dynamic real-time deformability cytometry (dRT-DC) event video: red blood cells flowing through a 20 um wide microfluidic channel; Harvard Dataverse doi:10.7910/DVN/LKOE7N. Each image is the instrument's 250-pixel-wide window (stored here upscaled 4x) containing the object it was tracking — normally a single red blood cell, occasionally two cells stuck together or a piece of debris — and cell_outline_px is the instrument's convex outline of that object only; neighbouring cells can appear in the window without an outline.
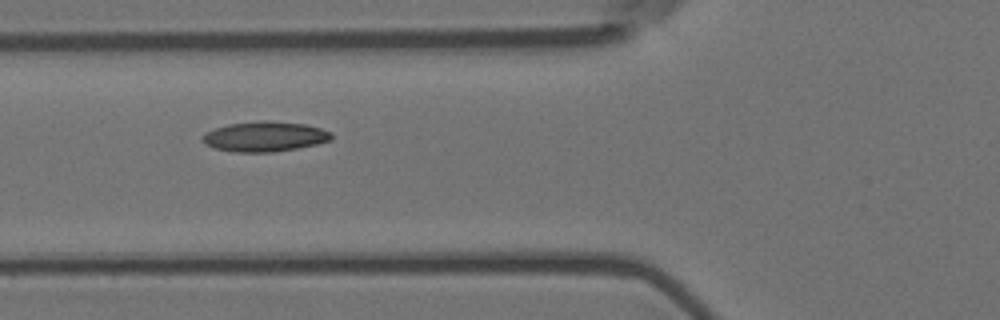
{"species": "Egyptian fruit bat (a non-hibernating species)", "species_latin": "Rousettus aegyptiacus", "temperature_condition": "room temperature", "stored_images_in_passage": 5, "camera_frame_rate_fps": 3000, "um_per_image_px": 0.085, "animal": {"sex": "female"}, "frame": {"image": 1, "passage_image": 3, "time_ms": 0.667, "image_size_px": [1000, 320], "cell_outline_px": [[332, 140], [316, 144], [296, 148], [272, 152], [236, 152], [212, 148], [204, 144], [200, 140], [200, 136], [204, 132], [228, 124], [260, 120], [264, 120], [304, 124], [320, 128], [332, 132]], "centroid_in_image_um": [22.44, 11.6], "position_along_channel_um": 103.4, "area_um2": 22.77}}
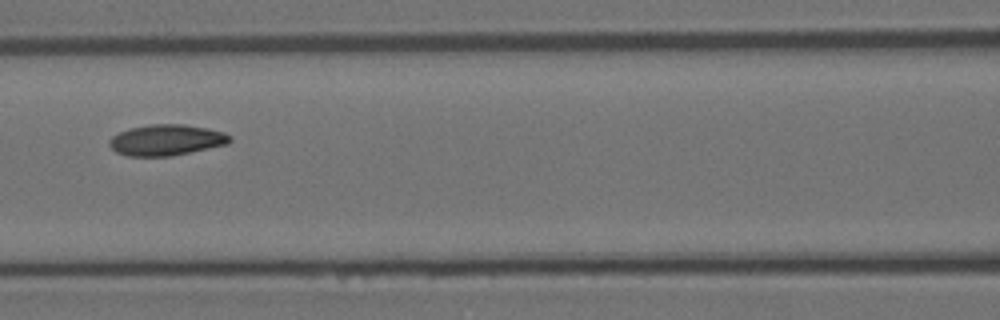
{"frame": {"image": 2, "passage_image": 4, "time_ms": 1.0, "image_size_px": [1000, 320], "cell_outline_px": [[232, 140], [228, 144], [172, 156], [128, 156], [116, 152], [108, 144], [108, 140], [112, 136], [120, 132], [132, 128], [152, 124], [184, 124], [208, 128], [224, 132], [232, 136]], "centroid_in_image_um": [14.17, 11.9], "position_along_channel_um": 152.4, "area_um2": 21.79}}
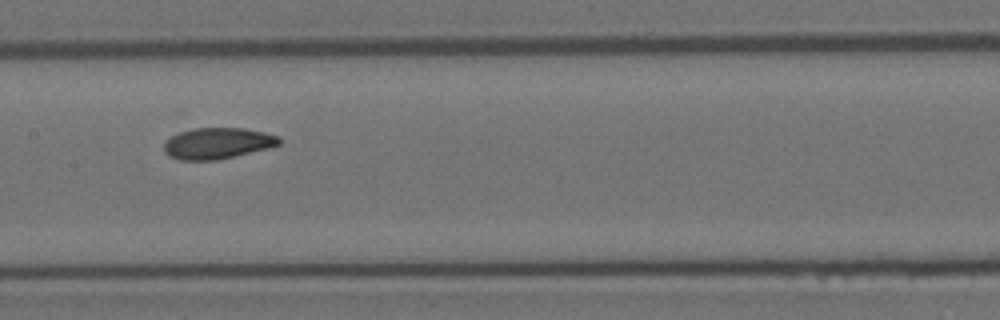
{"frame": {"image": 3, "passage_image": 5, "time_ms": 1.333, "image_size_px": [1000, 320], "cell_outline_px": [[280, 144], [268, 148], [216, 160], [180, 160], [168, 156], [164, 152], [164, 140], [180, 132], [196, 128], [244, 128], [264, 132], [280, 136]], "centroid_in_image_um": [18.47, 12.18], "position_along_channel_um": 188.9, "area_um2": 20.87}}